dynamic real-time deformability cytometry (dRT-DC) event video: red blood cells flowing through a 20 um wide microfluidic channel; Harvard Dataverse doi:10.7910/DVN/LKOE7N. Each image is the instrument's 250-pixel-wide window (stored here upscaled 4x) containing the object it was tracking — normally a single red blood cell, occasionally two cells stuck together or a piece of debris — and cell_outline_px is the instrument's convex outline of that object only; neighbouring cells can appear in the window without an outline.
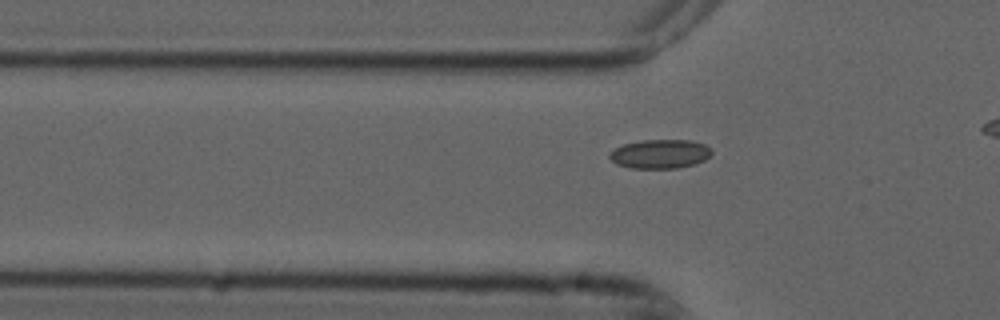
{"species": "common noctule bat (a hibernating species)", "species_latin": "Nyctalus noctula", "temperature_condition": "cold", "stored_images_in_passage": 40, "camera_frame_rate_fps": 3000, "um_per_image_px": 0.085, "animal": {"sex": "male", "forearm_length_mm": 52.5}, "frame": {"image": 1, "passage_image": 13, "time_ms": 4.0, "image_size_px": [1000, 320], "cell_outline_px": [[712, 152], [704, 160], [696, 164], [676, 168], [632, 168], [616, 164], [608, 156], [608, 152], [624, 144], [640, 140], [692, 140], [704, 144], [712, 148]], "centroid_in_image_um": [56.1, 13.08], "position_along_channel_um": 69.7, "area_um2": 17.34}}
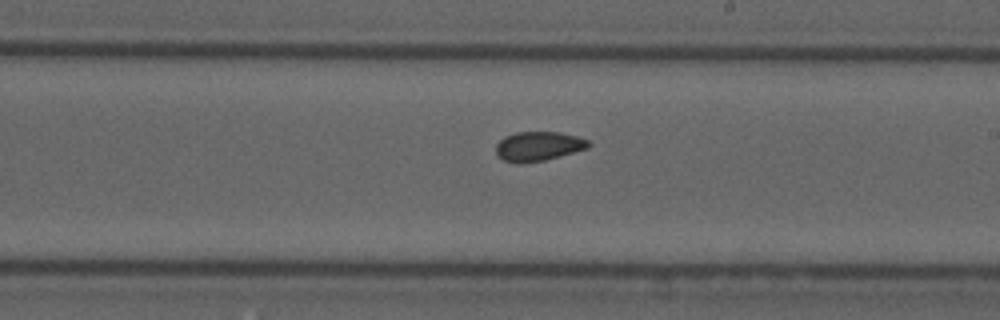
{"frame": {"image": 2, "passage_image": 27, "time_ms": 8.667, "image_size_px": [1000, 320], "cell_outline_px": [[592, 144], [588, 148], [544, 160], [504, 160], [496, 156], [496, 144], [504, 136], [516, 132], [560, 132], [576, 136], [588, 140]], "centroid_in_image_um": [45.78, 12.38], "position_along_channel_um": 243.2, "area_um2": 15.32}}
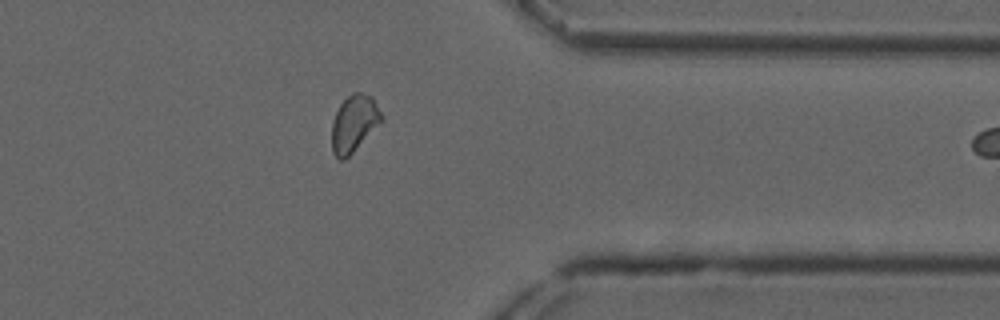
{"frame": {"image": 3, "passage_image": 39, "time_ms": 12.667, "image_size_px": [1000, 320], "cell_outline_px": [[384, 120], [344, 160], [340, 160], [332, 152], [332, 120], [340, 104], [352, 92], [360, 92], [372, 96], [384, 116]], "centroid_in_image_um": [30.11, 10.47], "position_along_channel_um": 381.3, "area_um2": 16.47}}